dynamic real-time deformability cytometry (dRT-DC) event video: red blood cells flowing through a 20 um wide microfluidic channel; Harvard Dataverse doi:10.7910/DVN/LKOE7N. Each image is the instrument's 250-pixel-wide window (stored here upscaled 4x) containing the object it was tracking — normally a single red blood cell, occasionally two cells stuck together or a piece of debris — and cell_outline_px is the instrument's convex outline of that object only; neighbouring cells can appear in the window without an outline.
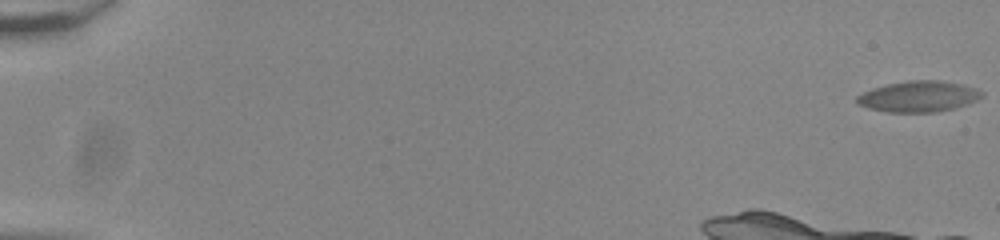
{"species": "common noctule bat (a hibernating species)", "species_latin": "Nyctalus noctula", "temperature_condition": "room temperature", "stored_images_in_passage": 18, "camera_frame_rate_fps": 3000, "um_per_image_px": 0.085, "animal": {"sex": "male", "body_mass_g": 20.0, "forearm_length_mm": 53.3}, "frame": {"image": 1, "passage_image": 1, "time_ms": 0.0, "image_size_px": [1000, 240], "cell_outline_px": [[984, 96], [968, 104], [936, 112], [888, 112], [868, 108], [856, 104], [856, 96], [872, 88], [888, 84], [908, 80], [940, 80], [964, 84], [976, 88], [984, 92]], "centroid_in_image_um": [78.09, 8.19], "position_along_channel_um": 6.9, "area_um2": 22.66}}
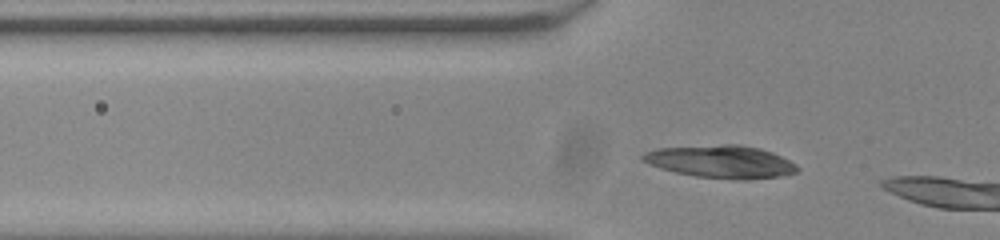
{"frame": {"image": 2, "passage_image": 14, "time_ms": 4.333, "image_size_px": [1000, 240], "cell_outline_px": [[800, 168], [796, 172], [780, 176], [748, 180], [736, 180], [696, 176], [676, 172], [660, 168], [640, 160], [640, 156], [644, 152], [656, 148], [724, 144], [740, 144], [760, 148], [772, 152], [796, 164]], "centroid_in_image_um": [61.27, 13.74], "position_along_channel_um": 64.5, "area_um2": 29.59}}